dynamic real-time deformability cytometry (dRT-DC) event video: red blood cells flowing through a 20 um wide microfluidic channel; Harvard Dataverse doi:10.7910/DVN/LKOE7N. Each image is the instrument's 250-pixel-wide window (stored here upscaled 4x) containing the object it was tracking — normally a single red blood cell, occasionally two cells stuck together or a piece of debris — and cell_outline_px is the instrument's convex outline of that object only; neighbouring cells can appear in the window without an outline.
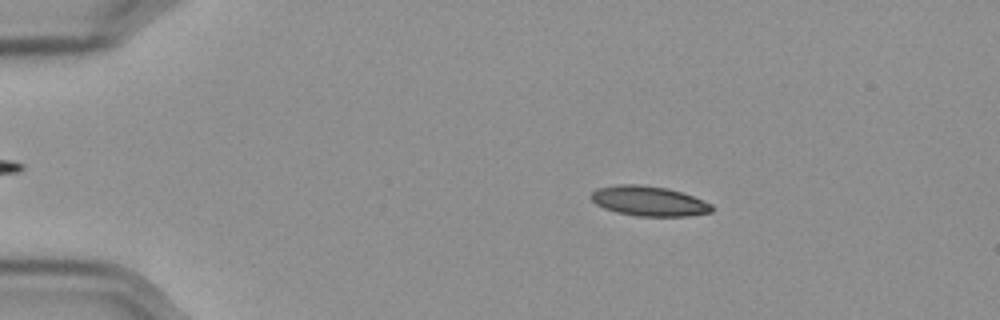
{"species": "Egyptian fruit bat (a non-hibernating species)", "species_latin": "Rousettus aegyptiacus", "temperature_condition": "cold", "stored_images_in_passage": 57, "camera_frame_rate_fps": 3000, "um_per_image_px": 0.085, "frame": {"image": 1, "passage_image": 10, "time_ms": 3.0, "image_size_px": [1000, 320], "cell_outline_px": [[712, 212], [688, 216], [636, 216], [616, 212], [604, 208], [596, 204], [588, 196], [596, 188], [616, 184], [640, 184], [668, 188], [692, 196], [712, 204]], "centroid_in_image_um": [55.11, 17.08], "position_along_channel_um": 29.9, "area_um2": 21.15}}
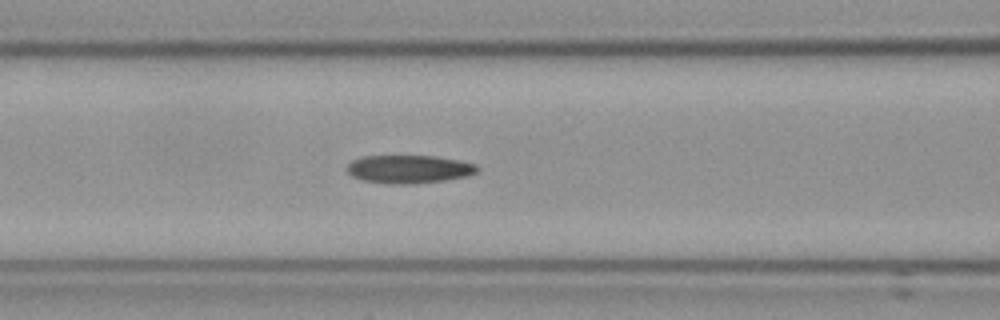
{"frame": {"image": 2, "passage_image": 24, "time_ms": 7.667, "image_size_px": [1000, 320], "cell_outline_px": [[480, 168], [476, 172], [468, 176], [444, 180], [412, 184], [388, 184], [360, 180], [352, 176], [344, 168], [352, 160], [364, 156], [436, 156], [460, 160], [476, 164]], "centroid_in_image_um": [34.75, 14.38], "position_along_channel_um": 131.9, "area_um2": 21.62}}
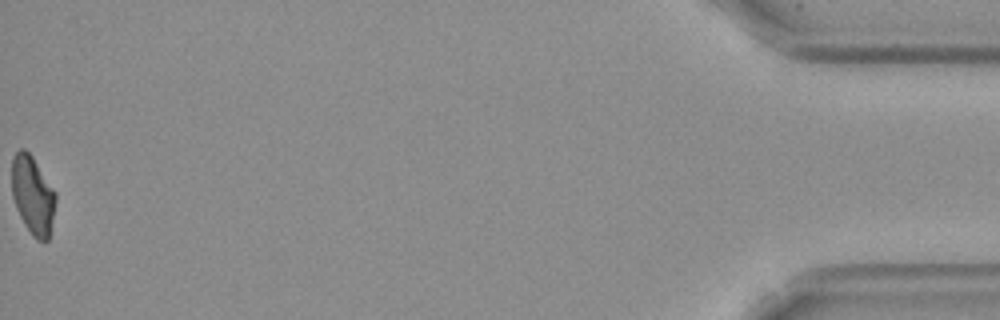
{"frame": {"image": 3, "passage_image": 57, "time_ms": 18.667, "image_size_px": [1000, 320], "cell_outline_px": [[56, 200], [48, 240], [36, 240], [32, 236], [24, 224], [16, 208], [12, 196], [12, 156], [20, 148], [24, 148], [32, 156], [56, 192]], "centroid_in_image_um": [2.77, 16.57], "position_along_channel_um": 432.4, "area_um2": 20.0}, "authors_computed_cell_mechanics": {"area_um2": 21.0392, "velocity_mm_per_s": 3.5713, "shape_relaxation_time_tau1_ms": 5.4408, "shape_relaxation_time_tau2_ms": 7.566, "deformation_change_tau1": 0.1559, "deformation_change_tau2": 0.156}}